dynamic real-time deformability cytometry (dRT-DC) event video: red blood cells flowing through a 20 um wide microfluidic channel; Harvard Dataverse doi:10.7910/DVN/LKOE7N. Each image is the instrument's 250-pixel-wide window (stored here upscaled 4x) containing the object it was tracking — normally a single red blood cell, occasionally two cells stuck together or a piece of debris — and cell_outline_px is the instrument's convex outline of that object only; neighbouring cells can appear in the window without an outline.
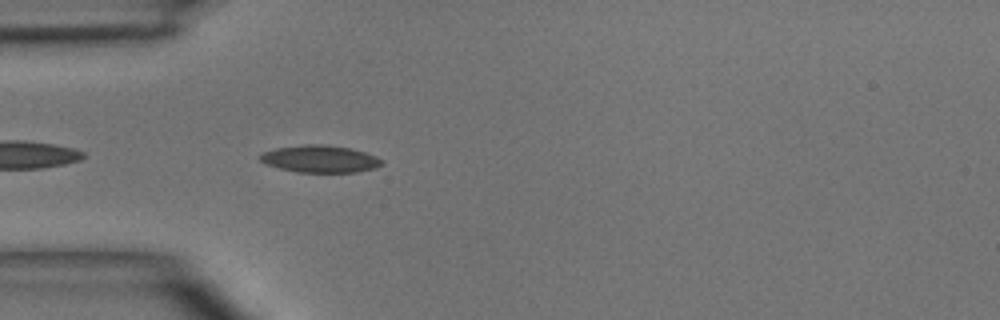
{"species": "common noctule bat (a hibernating species)", "species_latin": "Nyctalus noctula", "temperature_condition": "room temperature", "stored_images_in_passage": 2, "camera_frame_rate_fps": 3000, "um_per_image_px": 0.085, "animal": {"sex": "male", "body_mass_g": 15.6}, "frame": {"image": 1, "passage_image": 2, "time_ms": 1.333, "image_size_px": [1000, 320], "cell_outline_px": [[384, 164], [376, 168], [356, 172], [296, 172], [264, 164], [256, 156], [264, 152], [276, 148], [308, 144], [324, 144], [348, 148], [364, 152], [376, 156]], "centroid_in_image_um": [27.17, 13.51], "position_along_channel_um": 57.8, "area_um2": 19.25}}